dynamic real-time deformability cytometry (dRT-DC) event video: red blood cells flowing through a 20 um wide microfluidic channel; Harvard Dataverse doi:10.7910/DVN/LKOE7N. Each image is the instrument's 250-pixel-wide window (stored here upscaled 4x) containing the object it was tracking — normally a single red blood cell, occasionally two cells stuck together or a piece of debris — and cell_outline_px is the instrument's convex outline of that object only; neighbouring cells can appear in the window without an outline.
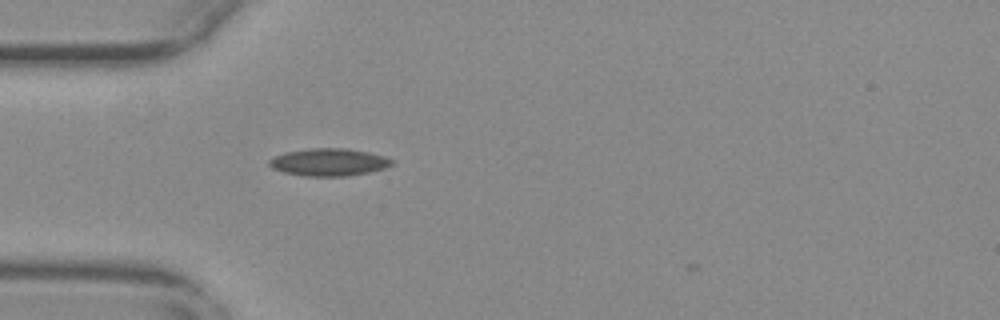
{"species": "common noctule bat (a hibernating species)", "species_latin": "Nyctalus noctula", "temperature_condition": "warm", "stored_images_in_passage": 2, "camera_frame_rate_fps": 3000, "um_per_image_px": 0.085, "animal": {"sex": "female", "body_mass_g": 29.2, "forearm_length_mm": 56.3}, "frame": {"image": 1, "passage_image": 1, "time_ms": 0.0, "image_size_px": [1000, 320], "cell_outline_px": [[392, 164], [384, 168], [368, 172], [348, 176], [304, 176], [284, 172], [272, 168], [268, 164], [268, 160], [284, 152], [312, 148], [344, 148], [368, 152], [384, 156], [392, 160]], "centroid_in_image_um": [27.92, 13.78], "position_along_channel_um": 57.1, "area_um2": 19.48}}